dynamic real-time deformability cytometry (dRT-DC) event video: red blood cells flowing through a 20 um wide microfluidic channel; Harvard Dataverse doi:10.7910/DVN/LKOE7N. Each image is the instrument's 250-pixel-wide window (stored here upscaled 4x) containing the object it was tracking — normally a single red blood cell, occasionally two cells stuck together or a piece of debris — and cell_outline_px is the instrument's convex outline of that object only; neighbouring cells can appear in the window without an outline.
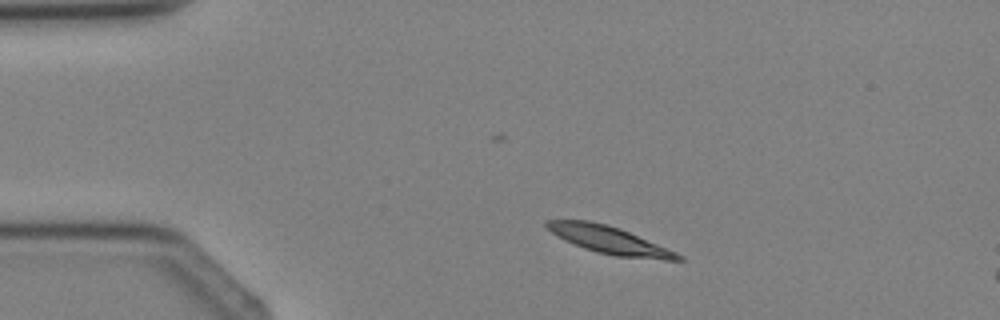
{"species": "Egyptian fruit bat (a non-hibernating species)", "species_latin": "Rousettus aegyptiacus", "temperature_condition": "cold", "stored_images_in_passage": 3, "segment_of_instrument_passage": [1, 2], "camera_frame_rate_fps": 3000, "um_per_image_px": 0.085, "animal": {"sex": "female"}, "frame": {"image": 1, "passage_image": 1, "time_ms": 0.0, "image_size_px": [1000, 320], "cell_outline_px": [[684, 260], [664, 260], [616, 256], [596, 252], [584, 248], [564, 240], [556, 236], [544, 224], [544, 220], [588, 220], [608, 224], [620, 228], [676, 252], [684, 256]], "centroid_in_image_um": [51.79, 20.4], "position_along_channel_um": 33.2, "area_um2": 20.98}}